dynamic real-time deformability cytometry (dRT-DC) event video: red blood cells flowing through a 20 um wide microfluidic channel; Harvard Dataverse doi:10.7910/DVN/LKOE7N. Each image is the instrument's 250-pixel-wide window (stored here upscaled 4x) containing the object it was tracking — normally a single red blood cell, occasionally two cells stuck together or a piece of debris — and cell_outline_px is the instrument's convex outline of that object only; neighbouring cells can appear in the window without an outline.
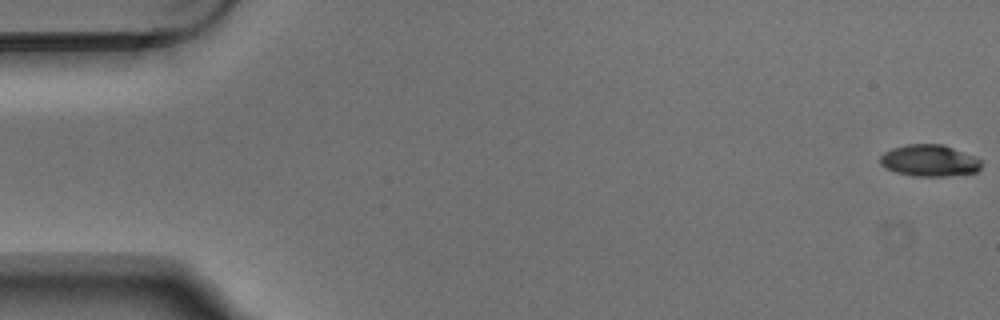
{"species": "Egyptian fruit bat (a non-hibernating species)", "species_latin": "Rousettus aegyptiacus", "temperature_condition": "warm", "stored_images_in_passage": 7, "camera_frame_rate_fps": 3000, "um_per_image_px": 0.085, "animal": {"sex": "male"}, "frame": {"image": 1, "passage_image": 1, "time_ms": 0.0, "image_size_px": [1000, 320], "cell_outline_px": [[980, 168], [976, 172], [948, 176], [912, 176], [896, 172], [880, 164], [880, 156], [884, 152], [892, 148], [908, 144], [944, 144], [972, 156], [980, 160]], "centroid_in_image_um": [78.97, 13.65], "position_along_channel_um": 6.0, "area_um2": 18.5}}
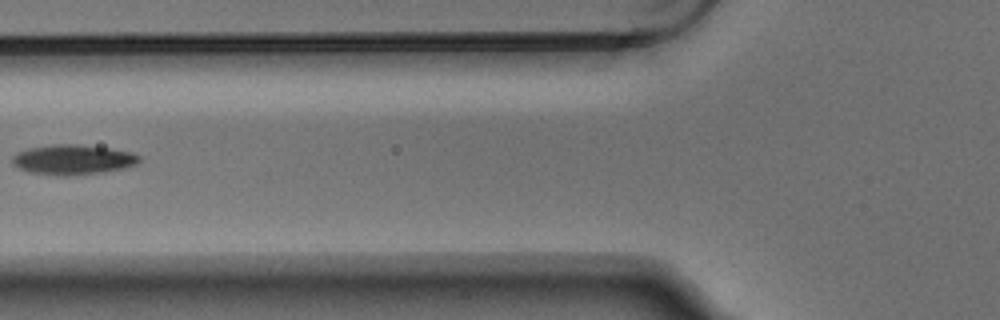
{"frame": {"image": 2, "passage_image": 6, "time_ms": 1.667, "image_size_px": [1000, 320], "cell_outline_px": [[140, 160], [136, 164], [120, 168], [100, 172], [68, 176], [64, 176], [28, 172], [12, 164], [12, 156], [16, 152], [28, 148], [52, 144], [76, 144], [108, 148], [132, 152], [140, 156]], "centroid_in_image_um": [6.14, 13.56], "position_along_channel_um": 119.7, "area_um2": 22.02}}
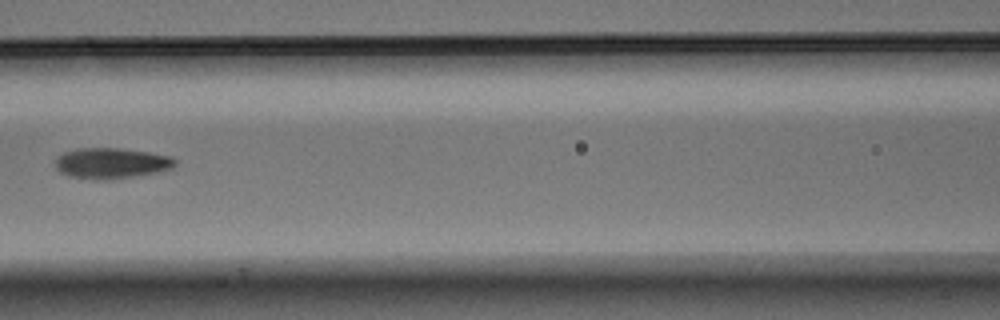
{"frame": {"image": 3, "passage_image": 7, "time_ms": 2.0, "image_size_px": [1000, 320], "cell_outline_px": [[176, 164], [172, 168], [156, 172], [108, 180], [100, 180], [68, 176], [60, 172], [56, 168], [56, 156], [64, 152], [76, 148], [120, 148], [148, 152], [172, 156], [176, 160]], "centroid_in_image_um": [9.44, 13.86], "position_along_channel_um": 157.2, "area_um2": 21.44}}